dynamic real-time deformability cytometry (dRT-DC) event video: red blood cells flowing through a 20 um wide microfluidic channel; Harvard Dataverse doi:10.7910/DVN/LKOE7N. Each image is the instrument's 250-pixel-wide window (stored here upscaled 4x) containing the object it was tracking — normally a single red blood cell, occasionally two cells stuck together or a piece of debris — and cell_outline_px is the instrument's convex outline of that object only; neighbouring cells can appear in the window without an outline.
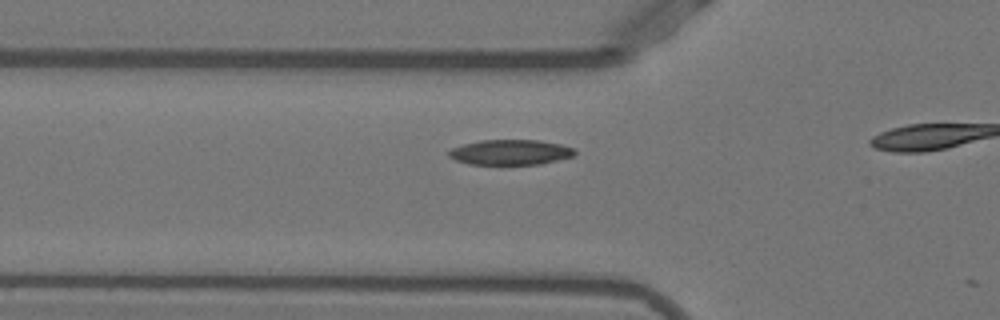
{"species": "Egyptian fruit bat (a non-hibernating species)", "species_latin": "Rousettus aegyptiacus", "temperature_condition": "warm", "stored_images_in_passage": 14, "camera_frame_rate_fps": 3000, "um_per_image_px": 0.085, "animal": {"sex": "female"}, "frame": {"image": 1, "passage_image": 13, "time_ms": 4.0, "image_size_px": [1000, 320], "cell_outline_px": [[576, 152], [572, 156], [540, 164], [468, 164], [456, 160], [448, 156], [448, 152], [452, 148], [464, 144], [480, 140], [540, 140], [560, 144], [572, 148]], "centroid_in_image_um": [43.35, 12.94], "position_along_channel_um": 82.4, "area_um2": 18.32}}